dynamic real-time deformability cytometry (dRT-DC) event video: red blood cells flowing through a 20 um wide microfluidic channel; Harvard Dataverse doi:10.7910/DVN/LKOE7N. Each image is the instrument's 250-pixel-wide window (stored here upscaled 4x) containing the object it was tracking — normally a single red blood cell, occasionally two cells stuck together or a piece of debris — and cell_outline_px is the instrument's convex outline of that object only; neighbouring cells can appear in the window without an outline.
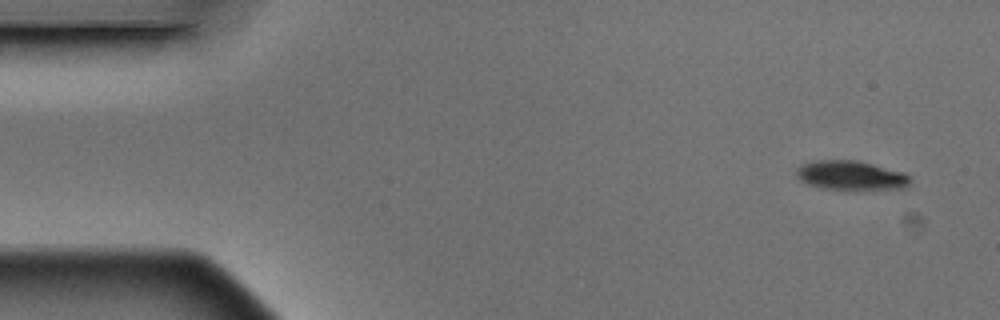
{"species": "Egyptian fruit bat (a non-hibernating species)", "species_latin": "Rousettus aegyptiacus", "temperature_condition": "warm", "stored_images_in_passage": 8, "camera_frame_rate_fps": 3000, "um_per_image_px": 0.085, "animal": {"sex": "male"}, "frame": {"image": 1, "passage_image": 1, "time_ms": 0.0, "image_size_px": [1000, 320], "cell_outline_px": [[908, 184], [904, 188], [856, 192], [844, 192], [820, 188], [808, 184], [796, 176], [796, 168], [800, 164], [816, 160], [856, 160], [904, 172], [908, 176]], "centroid_in_image_um": [72.29, 14.96], "position_along_channel_um": 12.7, "area_um2": 20.23}}
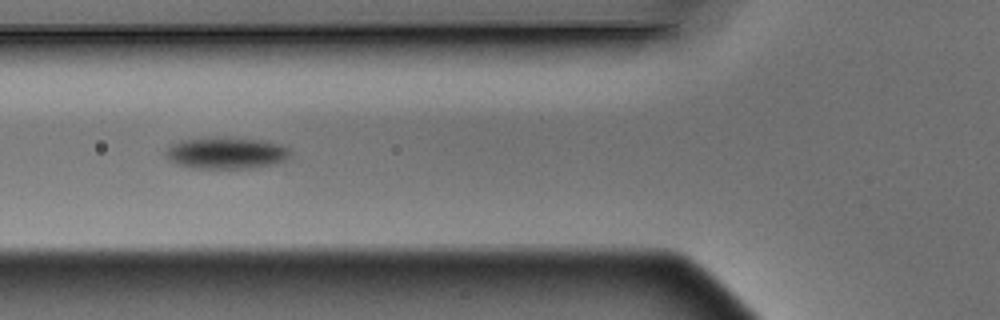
{"frame": {"image": 2, "passage_image": 6, "time_ms": 1.667, "image_size_px": [1000, 320], "cell_outline_px": [[292, 152], [284, 160], [276, 164], [256, 168], [196, 168], [176, 164], [168, 160], [164, 152], [172, 144], [180, 140], [228, 136], [260, 140], [280, 144], [288, 148]], "centroid_in_image_um": [19.23, 13.0], "position_along_channel_um": 106.6, "area_um2": 23.24}}
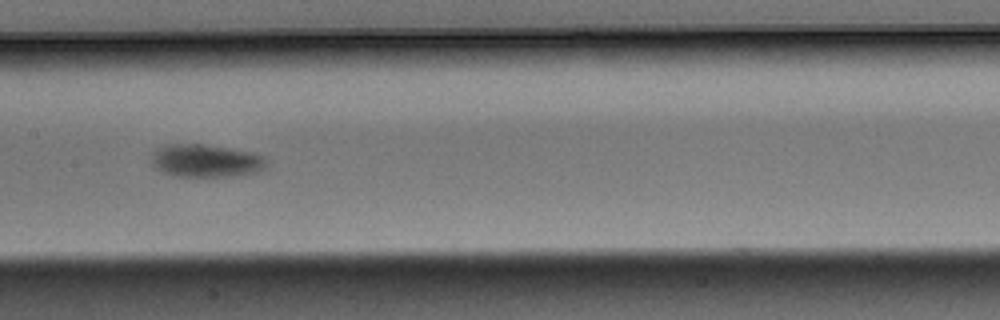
{"frame": {"image": 3, "passage_image": 8, "time_ms": 2.333, "image_size_px": [1000, 320], "cell_outline_px": [[268, 160], [264, 168], [256, 172], [244, 176], [172, 176], [156, 168], [152, 164], [152, 152], [156, 148], [168, 144], [204, 144], [252, 152], [264, 156]], "centroid_in_image_um": [17.51, 13.66], "position_along_channel_um": 189.9, "area_um2": 22.2}}